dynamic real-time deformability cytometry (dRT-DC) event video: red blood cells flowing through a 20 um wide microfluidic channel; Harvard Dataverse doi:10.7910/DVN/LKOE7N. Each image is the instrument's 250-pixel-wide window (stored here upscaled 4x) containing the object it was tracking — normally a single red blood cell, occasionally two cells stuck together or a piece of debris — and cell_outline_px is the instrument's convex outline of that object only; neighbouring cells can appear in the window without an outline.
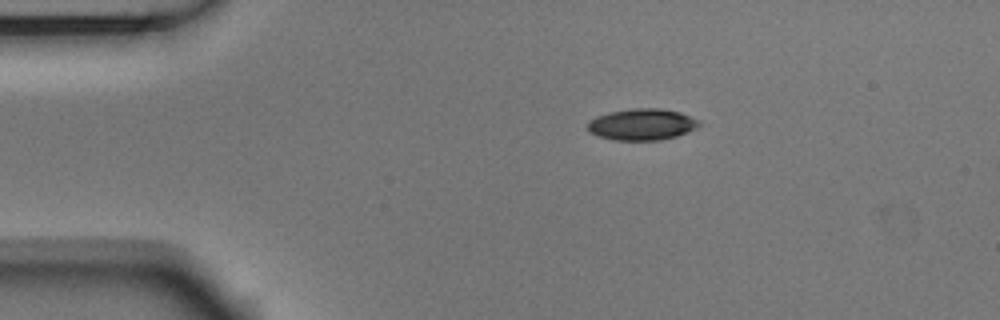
{"species": "Egyptian fruit bat (a non-hibernating species)", "species_latin": "Rousettus aegyptiacus", "temperature_condition": "room temperature", "stored_images_in_passage": 45, "camera_frame_rate_fps": 3000, "um_per_image_px": 0.085, "animal": {"sex": "male"}, "frame": {"image": 1, "passage_image": 1, "time_ms": 0.0, "image_size_px": [1000, 320], "cell_outline_px": [[700, 124], [696, 128], [688, 132], [676, 136], [660, 140], [612, 140], [596, 136], [588, 132], [588, 124], [596, 116], [612, 112], [636, 108], [660, 108], [680, 112], [700, 120]], "centroid_in_image_um": [54.58, 10.58], "position_along_channel_um": 30.4, "area_um2": 20.4}}
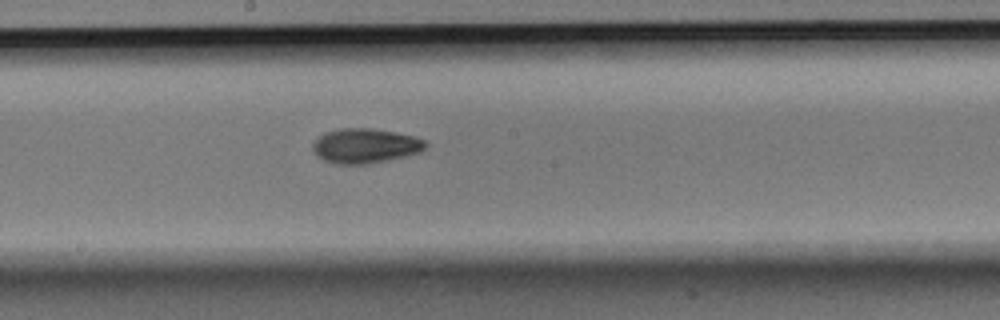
{"frame": {"image": 2, "passage_image": 20, "time_ms": 6.333, "image_size_px": [1000, 320], "cell_outline_px": [[428, 144], [420, 152], [404, 156], [368, 164], [336, 164], [324, 160], [316, 156], [312, 148], [312, 144], [324, 132], [340, 128], [372, 128], [412, 136], [424, 140]], "centroid_in_image_um": [31.0, 12.39], "position_along_channel_um": 217.2, "area_um2": 22.66}}
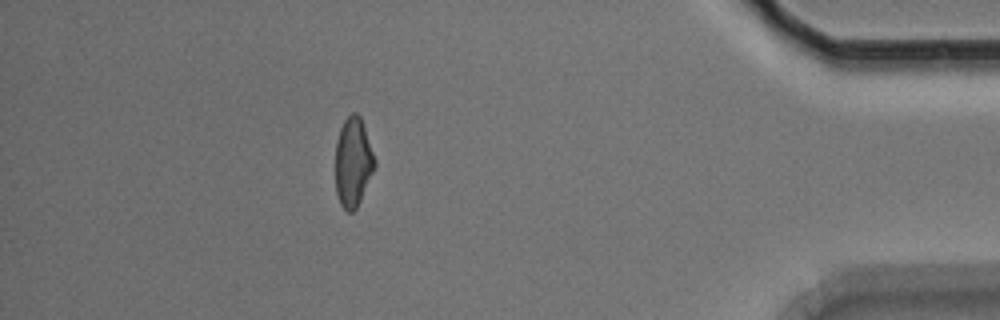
{"frame": {"image": 3, "passage_image": 39, "time_ms": 12.667, "image_size_px": [1000, 320], "cell_outline_px": [[376, 164], [360, 200], [356, 208], [352, 212], [348, 212], [340, 204], [336, 192], [336, 140], [340, 128], [344, 120], [352, 112], [356, 112], [360, 116], [376, 160]], "centroid_in_image_um": [30.0, 13.76], "position_along_channel_um": 405.2, "area_um2": 20.23}, "authors_computed_cell_mechanics": {"area_um2": 21.097, "velocity_mm_per_s": 3.7091, "shape_relaxation_time_tau1_ms": 4.8402, "shape_relaxation_time_tau2_ms": 5.6427, "deformation_change_tau1": 0.1381, "deformation_change_tau2": 0.1172}}